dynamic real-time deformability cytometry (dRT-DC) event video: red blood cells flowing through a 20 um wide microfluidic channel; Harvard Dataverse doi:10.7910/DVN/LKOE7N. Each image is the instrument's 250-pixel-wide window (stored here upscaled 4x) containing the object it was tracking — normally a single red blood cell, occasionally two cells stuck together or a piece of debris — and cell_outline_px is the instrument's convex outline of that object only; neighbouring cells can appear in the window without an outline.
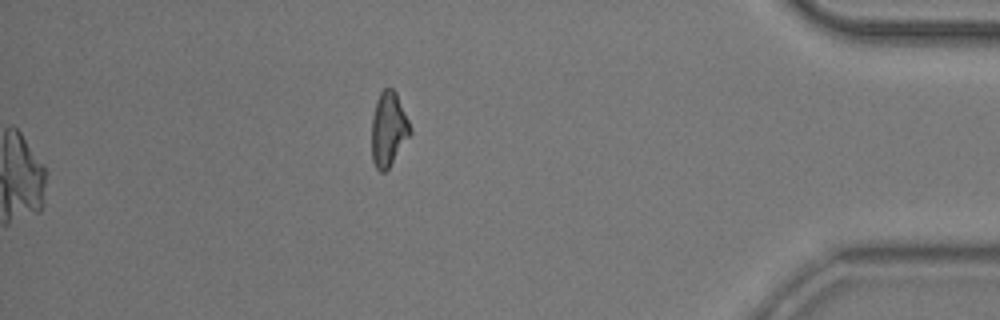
{"species": "common noctule bat (a hibernating species)", "species_latin": "Nyctalus noctula", "temperature_condition": "room temperature", "stored_images_in_passage": 44, "camera_frame_rate_fps": 3000, "um_per_image_px": 0.085, "animal": {"sex": "male", "body_mass_g": 20.5, "forearm_length_mm": 52.5}, "frame": {"image": 1, "passage_image": 44, "time_ms": 14.333, "image_size_px": [1000, 320], "cell_outline_px": [[412, 132], [388, 168], [384, 172], [380, 172], [376, 168], [372, 160], [372, 116], [376, 100], [380, 92], [384, 88], [392, 88], [396, 92], [412, 128]], "centroid_in_image_um": [33.02, 10.96], "position_along_channel_um": 402.2, "area_um2": 16.65}}